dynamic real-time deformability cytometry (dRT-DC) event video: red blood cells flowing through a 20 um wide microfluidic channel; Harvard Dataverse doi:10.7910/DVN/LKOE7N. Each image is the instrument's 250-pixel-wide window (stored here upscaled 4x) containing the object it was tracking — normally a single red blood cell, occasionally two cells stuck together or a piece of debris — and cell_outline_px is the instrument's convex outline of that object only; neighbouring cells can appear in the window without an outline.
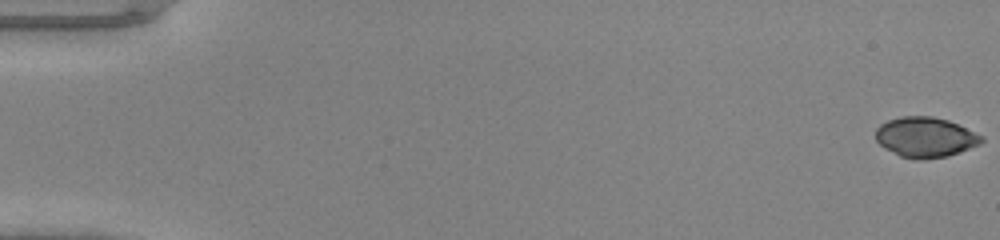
{"species": "common noctule bat (a hibernating species)", "species_latin": "Nyctalus noctula", "temperature_condition": "warm", "stored_images_in_passage": 49, "camera_frame_rate_fps": 3000, "um_per_image_px": 0.085, "animal": {"sex": "male", "body_mass_g": 20.0, "forearm_length_mm": 53.3}, "frame": {"image": 1, "passage_image": 1, "time_ms": 0.0, "image_size_px": [1000, 240], "cell_outline_px": [[984, 140], [980, 144], [960, 152], [948, 156], [920, 160], [916, 160], [900, 156], [884, 148], [876, 140], [876, 128], [880, 124], [888, 120], [900, 116], [932, 116], [948, 120], [984, 136]], "centroid_in_image_um": [78.65, 11.66], "position_along_channel_um": 6.3, "area_um2": 24.91}}
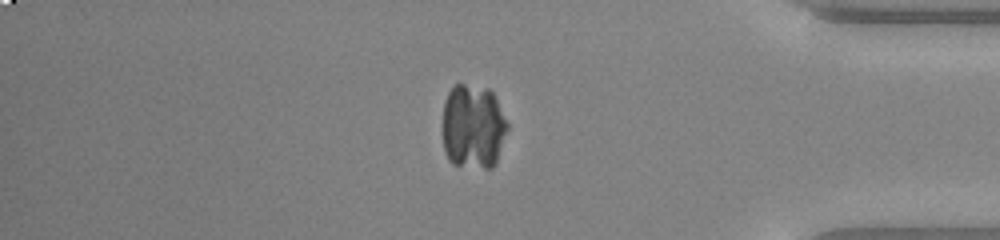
{"frame": {"image": 2, "passage_image": 42, "time_ms": 13.667, "image_size_px": [1000, 240], "cell_outline_px": [[508, 128], [496, 164], [492, 168], [484, 168], [452, 164], [448, 160], [444, 152], [444, 104], [448, 92], [456, 84], [464, 84], [488, 88], [492, 92], [508, 124]], "centroid_in_image_um": [40.22, 10.78], "position_along_channel_um": 395.0, "area_um2": 31.96}}
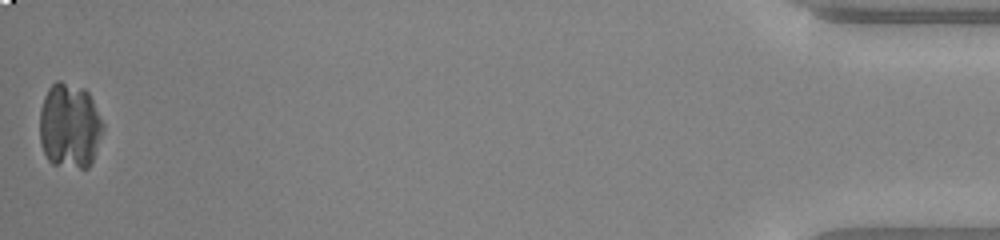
{"frame": {"image": 3, "passage_image": 49, "time_ms": 16.0, "image_size_px": [1000, 240], "cell_outline_px": [[104, 128], [92, 160], [88, 168], [80, 168], [52, 164], [48, 160], [40, 144], [40, 108], [44, 96], [48, 88], [56, 80], [60, 80], [84, 88], [88, 92], [104, 124]], "centroid_in_image_um": [5.9, 10.68], "position_along_channel_um": 429.3, "area_um2": 31.56}}